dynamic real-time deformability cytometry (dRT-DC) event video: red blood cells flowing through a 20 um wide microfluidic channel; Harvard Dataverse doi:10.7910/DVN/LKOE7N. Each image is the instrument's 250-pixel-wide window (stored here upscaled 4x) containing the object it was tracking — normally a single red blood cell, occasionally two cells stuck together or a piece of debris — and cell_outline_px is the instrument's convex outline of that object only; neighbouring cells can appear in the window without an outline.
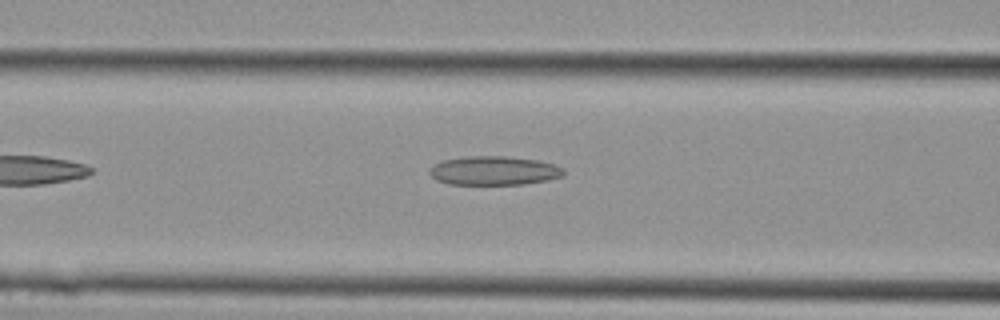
{"species": "Egyptian fruit bat (a non-hibernating species)", "species_latin": "Rousettus aegyptiacus", "temperature_condition": "cold", "stored_images_in_passage": 21, "camera_frame_rate_fps": 3000, "um_per_image_px": 0.085, "animal": {"sex": "female"}, "frame": {"image": 1, "passage_image": 4, "time_ms": 1.0, "image_size_px": [1000, 320], "cell_outline_px": [[564, 176], [548, 180], [524, 184], [448, 184], [436, 180], [428, 172], [428, 168], [444, 160], [464, 156], [504, 156], [540, 160], [556, 164], [564, 168]], "centroid_in_image_um": [42.02, 14.5], "position_along_channel_um": 124.6, "area_um2": 22.83}}
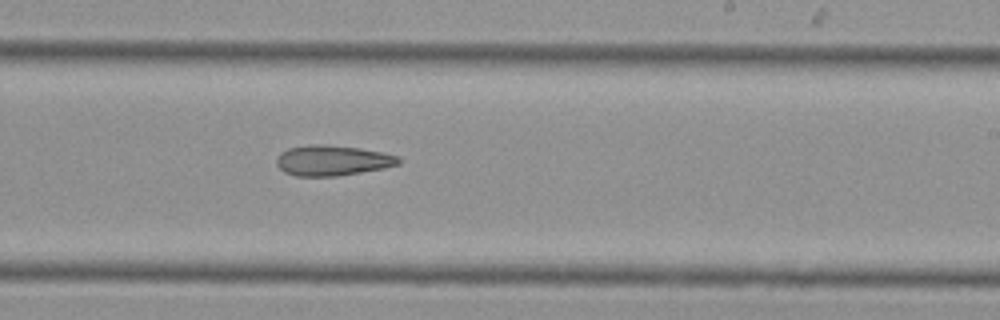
{"frame": {"image": 2, "passage_image": 10, "time_ms": 3.0, "image_size_px": [1000, 320], "cell_outline_px": [[400, 164], [384, 168], [336, 176], [296, 176], [284, 172], [276, 164], [276, 156], [280, 152], [288, 148], [312, 144], [324, 144], [360, 148], [400, 156]], "centroid_in_image_um": [28.23, 13.63], "position_along_channel_um": 260.8, "area_um2": 21.68}}
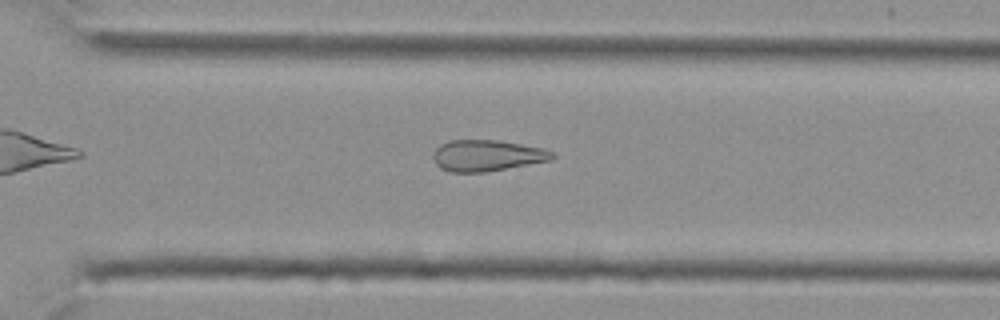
{"frame": {"image": 3, "passage_image": 13, "time_ms": 4.0, "image_size_px": [1000, 320], "cell_outline_px": [[556, 156], [552, 160], [484, 172], [452, 172], [440, 168], [436, 164], [432, 156], [436, 148], [440, 144], [448, 140], [496, 140], [544, 148], [552, 152]], "centroid_in_image_um": [41.38, 13.22], "position_along_channel_um": 329.2, "area_um2": 21.62}}